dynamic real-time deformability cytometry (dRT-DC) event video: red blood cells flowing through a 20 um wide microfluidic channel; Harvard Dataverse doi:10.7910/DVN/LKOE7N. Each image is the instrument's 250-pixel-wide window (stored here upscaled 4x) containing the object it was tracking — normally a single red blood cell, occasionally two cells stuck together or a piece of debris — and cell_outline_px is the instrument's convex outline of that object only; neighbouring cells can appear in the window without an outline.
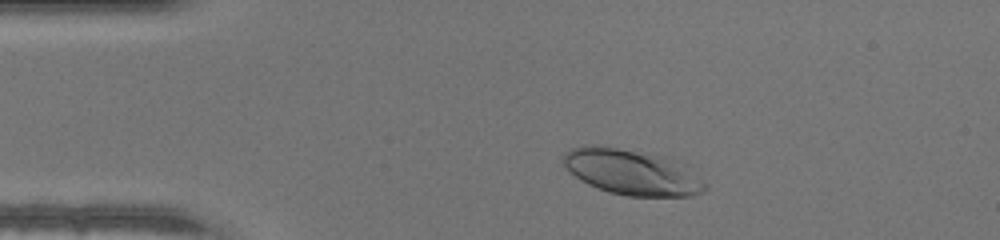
{"species": "human", "species_latin": "Homo sapiens", "temperature_condition": "warm", "stored_images_in_passage": 43, "camera_frame_rate_fps": 3000, "um_per_image_px": 0.085, "donor": {"sex": "male"}, "frame": {"image": 1, "passage_image": 5, "time_ms": 1.333, "image_size_px": [1000, 240], "cell_outline_px": [[708, 188], [692, 196], [628, 196], [608, 192], [588, 184], [576, 176], [560, 160], [564, 152], [572, 148], [588, 144], [592, 144], [616, 148], [660, 156], [684, 164], [708, 184]], "centroid_in_image_um": [53.71, 14.64], "position_along_channel_um": 31.3, "area_um2": 37.28}}
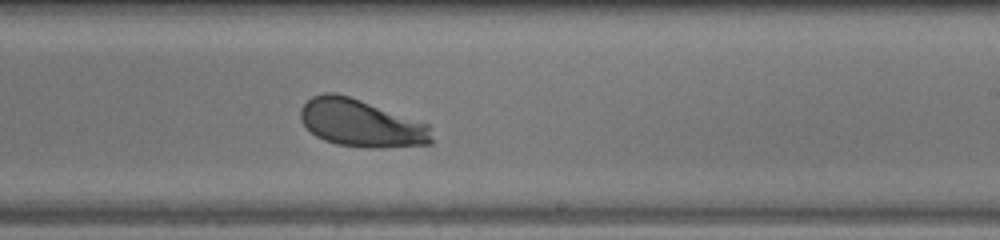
{"frame": {"image": 2, "passage_image": 24, "time_ms": 7.667, "image_size_px": [1000, 240], "cell_outline_px": [[432, 144], [384, 148], [368, 148], [336, 144], [324, 140], [316, 136], [300, 120], [300, 108], [312, 96], [324, 92], [336, 92], [360, 100], [428, 124], [432, 140]], "centroid_in_image_um": [30.67, 10.48], "position_along_channel_um": 258.3, "area_um2": 36.13}}
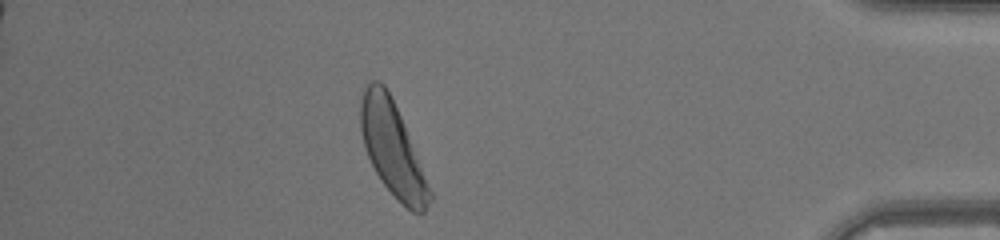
{"frame": {"image": 3, "passage_image": 37, "time_ms": 12.0, "image_size_px": [1000, 240], "cell_outline_px": [[432, 200], [424, 212], [412, 212], [384, 184], [376, 172], [364, 148], [360, 128], [360, 100], [364, 88], [372, 80], [380, 80], [384, 84], [404, 124], [432, 192]], "centroid_in_image_um": [33.34, 12.61], "position_along_channel_um": 401.9, "area_um2": 36.93}}